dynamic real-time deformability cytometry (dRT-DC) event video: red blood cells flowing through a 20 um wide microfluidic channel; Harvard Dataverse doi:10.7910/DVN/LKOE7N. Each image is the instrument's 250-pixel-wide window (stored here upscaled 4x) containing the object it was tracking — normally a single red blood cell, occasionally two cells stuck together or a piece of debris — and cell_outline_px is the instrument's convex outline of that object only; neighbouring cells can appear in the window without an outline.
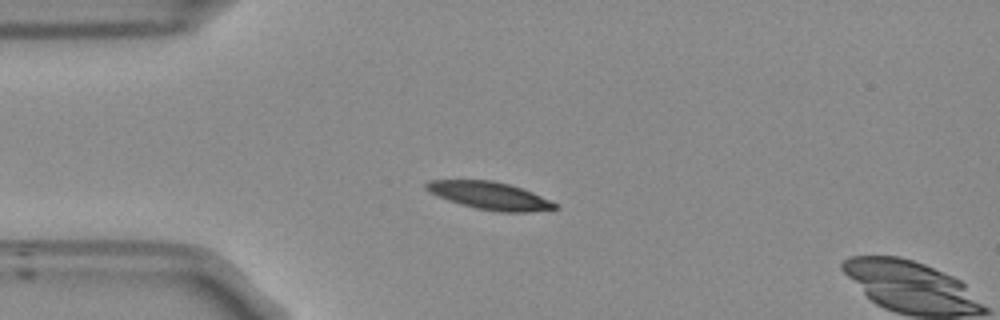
{"species": "Egyptian fruit bat (a non-hibernating species)", "species_latin": "Rousettus aegyptiacus", "temperature_condition": "room temperature", "stored_images_in_passage": 15, "camera_frame_rate_fps": 3000, "um_per_image_px": 0.085, "frame": {"image": 1, "passage_image": 13, "time_ms": 4.0, "image_size_px": [1000, 320], "cell_outline_px": [[560, 208], [532, 212], [500, 212], [476, 208], [460, 204], [436, 196], [428, 192], [424, 188], [424, 184], [428, 180], [492, 180], [508, 184], [532, 192], [552, 200]], "centroid_in_image_um": [41.61, 16.63], "position_along_channel_um": 43.4, "area_um2": 20.87}}